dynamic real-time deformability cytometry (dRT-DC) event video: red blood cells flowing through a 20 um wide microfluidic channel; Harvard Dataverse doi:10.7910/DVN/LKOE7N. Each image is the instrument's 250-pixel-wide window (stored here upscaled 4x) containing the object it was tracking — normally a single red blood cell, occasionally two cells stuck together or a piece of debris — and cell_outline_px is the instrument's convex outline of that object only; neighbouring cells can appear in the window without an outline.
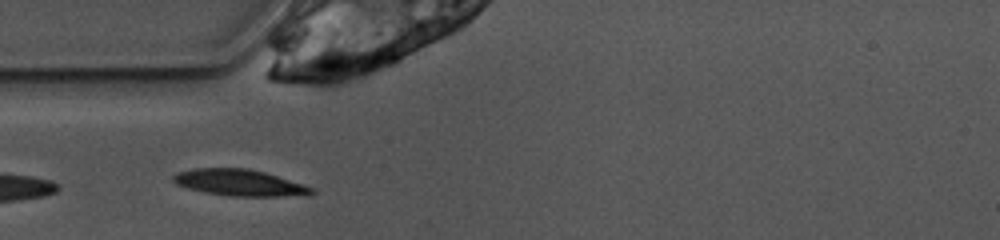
{"species": "common noctule bat (a hibernating species)", "species_latin": "Nyctalus noctula", "temperature_condition": "warm", "stored_images_in_passage": 24, "camera_frame_rate_fps": 3000, "um_per_image_px": 0.085, "animal": {"sex": "female", "body_mass_g": 10.0, "forearm_length_mm": 53.1}, "frame": {"image": 1, "passage_image": 1, "time_ms": 0.0, "image_size_px": [1000, 240], "cell_outline_px": [[316, 192], [308, 196], [228, 196], [204, 192], [188, 188], [176, 184], [172, 180], [172, 176], [180, 172], [192, 168], [248, 168], [264, 172], [312, 188]], "centroid_in_image_um": [20.34, 15.54], "position_along_channel_um": 64.7, "area_um2": 21.15}, "authors_computed_cell_mechanics": {"area_um2": 20.7502, "velocity_mm_per_s": 3.8749, "shape_relaxation_time_tau1_ms": 5.7734, "shape_relaxation_time_tau2_ms": 1.8318, "deformation_change_tau1": 0.1624, "deformation_change_tau2": 0.0773}}